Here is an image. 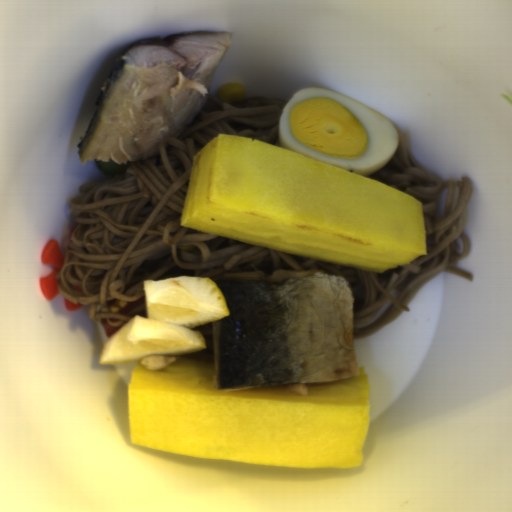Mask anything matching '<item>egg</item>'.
I'll use <instances>...</instances> for the list:
<instances>
[{
    "label": "egg",
    "instance_id": "obj_1",
    "mask_svg": "<svg viewBox=\"0 0 512 512\" xmlns=\"http://www.w3.org/2000/svg\"><path fill=\"white\" fill-rule=\"evenodd\" d=\"M279 148L366 175L395 155L397 127L360 100L330 87L300 89L282 109Z\"/></svg>",
    "mask_w": 512,
    "mask_h": 512
}]
</instances>
